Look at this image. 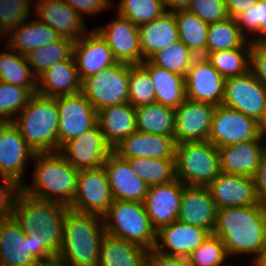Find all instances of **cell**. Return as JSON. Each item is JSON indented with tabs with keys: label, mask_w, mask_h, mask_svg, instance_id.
<instances>
[{
	"label": "cell",
	"mask_w": 266,
	"mask_h": 266,
	"mask_svg": "<svg viewBox=\"0 0 266 266\" xmlns=\"http://www.w3.org/2000/svg\"><path fill=\"white\" fill-rule=\"evenodd\" d=\"M227 254H258L266 246V208L259 203L217 209L213 233Z\"/></svg>",
	"instance_id": "1"
},
{
	"label": "cell",
	"mask_w": 266,
	"mask_h": 266,
	"mask_svg": "<svg viewBox=\"0 0 266 266\" xmlns=\"http://www.w3.org/2000/svg\"><path fill=\"white\" fill-rule=\"evenodd\" d=\"M68 206L32 197L20 188L15 194L11 215L26 233L37 232L44 246L57 257L63 238Z\"/></svg>",
	"instance_id": "2"
},
{
	"label": "cell",
	"mask_w": 266,
	"mask_h": 266,
	"mask_svg": "<svg viewBox=\"0 0 266 266\" xmlns=\"http://www.w3.org/2000/svg\"><path fill=\"white\" fill-rule=\"evenodd\" d=\"M104 234L101 216L68 209L62 245L56 258L70 266H97Z\"/></svg>",
	"instance_id": "3"
},
{
	"label": "cell",
	"mask_w": 266,
	"mask_h": 266,
	"mask_svg": "<svg viewBox=\"0 0 266 266\" xmlns=\"http://www.w3.org/2000/svg\"><path fill=\"white\" fill-rule=\"evenodd\" d=\"M35 158L33 186L22 185L20 189L32 197L69 207L77 190L79 170L72 167L59 151L35 153Z\"/></svg>",
	"instance_id": "4"
},
{
	"label": "cell",
	"mask_w": 266,
	"mask_h": 266,
	"mask_svg": "<svg viewBox=\"0 0 266 266\" xmlns=\"http://www.w3.org/2000/svg\"><path fill=\"white\" fill-rule=\"evenodd\" d=\"M13 124L35 153L58 151L59 114L56 98L34 94Z\"/></svg>",
	"instance_id": "5"
},
{
	"label": "cell",
	"mask_w": 266,
	"mask_h": 266,
	"mask_svg": "<svg viewBox=\"0 0 266 266\" xmlns=\"http://www.w3.org/2000/svg\"><path fill=\"white\" fill-rule=\"evenodd\" d=\"M107 234L125 239L151 251L157 240L144 203L113 200L102 216Z\"/></svg>",
	"instance_id": "6"
},
{
	"label": "cell",
	"mask_w": 266,
	"mask_h": 266,
	"mask_svg": "<svg viewBox=\"0 0 266 266\" xmlns=\"http://www.w3.org/2000/svg\"><path fill=\"white\" fill-rule=\"evenodd\" d=\"M218 148L210 141L177 143L175 175L186 186H207L220 173Z\"/></svg>",
	"instance_id": "7"
},
{
	"label": "cell",
	"mask_w": 266,
	"mask_h": 266,
	"mask_svg": "<svg viewBox=\"0 0 266 266\" xmlns=\"http://www.w3.org/2000/svg\"><path fill=\"white\" fill-rule=\"evenodd\" d=\"M129 64L117 62L82 80L81 93L98 112L108 106L129 102Z\"/></svg>",
	"instance_id": "8"
},
{
	"label": "cell",
	"mask_w": 266,
	"mask_h": 266,
	"mask_svg": "<svg viewBox=\"0 0 266 266\" xmlns=\"http://www.w3.org/2000/svg\"><path fill=\"white\" fill-rule=\"evenodd\" d=\"M265 136L260 123L243 113L223 104L215 106L208 141L217 148Z\"/></svg>",
	"instance_id": "9"
},
{
	"label": "cell",
	"mask_w": 266,
	"mask_h": 266,
	"mask_svg": "<svg viewBox=\"0 0 266 266\" xmlns=\"http://www.w3.org/2000/svg\"><path fill=\"white\" fill-rule=\"evenodd\" d=\"M222 104L260 122L266 109V87L250 70L229 77L224 80Z\"/></svg>",
	"instance_id": "10"
},
{
	"label": "cell",
	"mask_w": 266,
	"mask_h": 266,
	"mask_svg": "<svg viewBox=\"0 0 266 266\" xmlns=\"http://www.w3.org/2000/svg\"><path fill=\"white\" fill-rule=\"evenodd\" d=\"M59 114L58 151L68 141L92 129L97 123V111L81 93L56 97Z\"/></svg>",
	"instance_id": "11"
},
{
	"label": "cell",
	"mask_w": 266,
	"mask_h": 266,
	"mask_svg": "<svg viewBox=\"0 0 266 266\" xmlns=\"http://www.w3.org/2000/svg\"><path fill=\"white\" fill-rule=\"evenodd\" d=\"M113 200L103 167L78 171L77 190L69 209L102 217Z\"/></svg>",
	"instance_id": "12"
},
{
	"label": "cell",
	"mask_w": 266,
	"mask_h": 266,
	"mask_svg": "<svg viewBox=\"0 0 266 266\" xmlns=\"http://www.w3.org/2000/svg\"><path fill=\"white\" fill-rule=\"evenodd\" d=\"M111 152L112 148L105 141L98 123L59 149L65 160L78 170L103 167Z\"/></svg>",
	"instance_id": "13"
},
{
	"label": "cell",
	"mask_w": 266,
	"mask_h": 266,
	"mask_svg": "<svg viewBox=\"0 0 266 266\" xmlns=\"http://www.w3.org/2000/svg\"><path fill=\"white\" fill-rule=\"evenodd\" d=\"M35 152L27 145L19 129L12 122L0 123V174L21 188L22 175L27 157L33 158Z\"/></svg>",
	"instance_id": "14"
},
{
	"label": "cell",
	"mask_w": 266,
	"mask_h": 266,
	"mask_svg": "<svg viewBox=\"0 0 266 266\" xmlns=\"http://www.w3.org/2000/svg\"><path fill=\"white\" fill-rule=\"evenodd\" d=\"M224 80L206 57H196L185 76V97L220 105L224 97Z\"/></svg>",
	"instance_id": "15"
},
{
	"label": "cell",
	"mask_w": 266,
	"mask_h": 266,
	"mask_svg": "<svg viewBox=\"0 0 266 266\" xmlns=\"http://www.w3.org/2000/svg\"><path fill=\"white\" fill-rule=\"evenodd\" d=\"M214 109L213 104L185 99L175 109L176 144L208 140Z\"/></svg>",
	"instance_id": "16"
},
{
	"label": "cell",
	"mask_w": 266,
	"mask_h": 266,
	"mask_svg": "<svg viewBox=\"0 0 266 266\" xmlns=\"http://www.w3.org/2000/svg\"><path fill=\"white\" fill-rule=\"evenodd\" d=\"M103 168L114 200L144 203L149 185L132 170L128 160L112 151L106 158Z\"/></svg>",
	"instance_id": "17"
},
{
	"label": "cell",
	"mask_w": 266,
	"mask_h": 266,
	"mask_svg": "<svg viewBox=\"0 0 266 266\" xmlns=\"http://www.w3.org/2000/svg\"><path fill=\"white\" fill-rule=\"evenodd\" d=\"M107 42L117 62L140 65L144 59L139 46L138 26L118 15L108 27L95 29Z\"/></svg>",
	"instance_id": "18"
},
{
	"label": "cell",
	"mask_w": 266,
	"mask_h": 266,
	"mask_svg": "<svg viewBox=\"0 0 266 266\" xmlns=\"http://www.w3.org/2000/svg\"><path fill=\"white\" fill-rule=\"evenodd\" d=\"M185 186L177 178L166 184L149 186L144 205L156 231L177 220Z\"/></svg>",
	"instance_id": "19"
},
{
	"label": "cell",
	"mask_w": 266,
	"mask_h": 266,
	"mask_svg": "<svg viewBox=\"0 0 266 266\" xmlns=\"http://www.w3.org/2000/svg\"><path fill=\"white\" fill-rule=\"evenodd\" d=\"M212 233L204 228L182 223L178 220L161 227L156 232L154 250L167 256L188 257ZM158 237L162 240L159 243ZM167 246L168 248H164ZM168 249V250H167Z\"/></svg>",
	"instance_id": "20"
},
{
	"label": "cell",
	"mask_w": 266,
	"mask_h": 266,
	"mask_svg": "<svg viewBox=\"0 0 266 266\" xmlns=\"http://www.w3.org/2000/svg\"><path fill=\"white\" fill-rule=\"evenodd\" d=\"M217 209L257 204L254 178L220 172L207 185Z\"/></svg>",
	"instance_id": "21"
},
{
	"label": "cell",
	"mask_w": 266,
	"mask_h": 266,
	"mask_svg": "<svg viewBox=\"0 0 266 266\" xmlns=\"http://www.w3.org/2000/svg\"><path fill=\"white\" fill-rule=\"evenodd\" d=\"M73 57L81 80L117 63L107 42L95 29L74 41Z\"/></svg>",
	"instance_id": "22"
},
{
	"label": "cell",
	"mask_w": 266,
	"mask_h": 266,
	"mask_svg": "<svg viewBox=\"0 0 266 266\" xmlns=\"http://www.w3.org/2000/svg\"><path fill=\"white\" fill-rule=\"evenodd\" d=\"M174 136H163L135 131L116 145L112 151L123 159H175Z\"/></svg>",
	"instance_id": "23"
},
{
	"label": "cell",
	"mask_w": 266,
	"mask_h": 266,
	"mask_svg": "<svg viewBox=\"0 0 266 266\" xmlns=\"http://www.w3.org/2000/svg\"><path fill=\"white\" fill-rule=\"evenodd\" d=\"M217 207L207 186H185L177 220L213 233Z\"/></svg>",
	"instance_id": "24"
},
{
	"label": "cell",
	"mask_w": 266,
	"mask_h": 266,
	"mask_svg": "<svg viewBox=\"0 0 266 266\" xmlns=\"http://www.w3.org/2000/svg\"><path fill=\"white\" fill-rule=\"evenodd\" d=\"M0 266H40L31 255L30 237L12 215L0 218Z\"/></svg>",
	"instance_id": "25"
},
{
	"label": "cell",
	"mask_w": 266,
	"mask_h": 266,
	"mask_svg": "<svg viewBox=\"0 0 266 266\" xmlns=\"http://www.w3.org/2000/svg\"><path fill=\"white\" fill-rule=\"evenodd\" d=\"M35 3L39 20L61 37L77 41L84 34L83 18L65 0H39Z\"/></svg>",
	"instance_id": "26"
},
{
	"label": "cell",
	"mask_w": 266,
	"mask_h": 266,
	"mask_svg": "<svg viewBox=\"0 0 266 266\" xmlns=\"http://www.w3.org/2000/svg\"><path fill=\"white\" fill-rule=\"evenodd\" d=\"M260 140L236 143L218 148L220 171L232 175L254 177L266 147Z\"/></svg>",
	"instance_id": "27"
},
{
	"label": "cell",
	"mask_w": 266,
	"mask_h": 266,
	"mask_svg": "<svg viewBox=\"0 0 266 266\" xmlns=\"http://www.w3.org/2000/svg\"><path fill=\"white\" fill-rule=\"evenodd\" d=\"M37 80L36 94L48 98L74 95L81 92L82 80L77 70L74 57L71 60H62L49 67ZM43 87H42V86Z\"/></svg>",
	"instance_id": "28"
},
{
	"label": "cell",
	"mask_w": 266,
	"mask_h": 266,
	"mask_svg": "<svg viewBox=\"0 0 266 266\" xmlns=\"http://www.w3.org/2000/svg\"><path fill=\"white\" fill-rule=\"evenodd\" d=\"M139 46L144 60L179 40L174 13L165 11L159 18L138 26Z\"/></svg>",
	"instance_id": "29"
},
{
	"label": "cell",
	"mask_w": 266,
	"mask_h": 266,
	"mask_svg": "<svg viewBox=\"0 0 266 266\" xmlns=\"http://www.w3.org/2000/svg\"><path fill=\"white\" fill-rule=\"evenodd\" d=\"M97 121L105 141L112 149L137 131L135 107L129 102L99 110Z\"/></svg>",
	"instance_id": "30"
},
{
	"label": "cell",
	"mask_w": 266,
	"mask_h": 266,
	"mask_svg": "<svg viewBox=\"0 0 266 266\" xmlns=\"http://www.w3.org/2000/svg\"><path fill=\"white\" fill-rule=\"evenodd\" d=\"M149 250L105 232L97 266H148Z\"/></svg>",
	"instance_id": "31"
},
{
	"label": "cell",
	"mask_w": 266,
	"mask_h": 266,
	"mask_svg": "<svg viewBox=\"0 0 266 266\" xmlns=\"http://www.w3.org/2000/svg\"><path fill=\"white\" fill-rule=\"evenodd\" d=\"M150 75L155 89L156 102L176 109L186 99L185 76L145 60L140 64Z\"/></svg>",
	"instance_id": "32"
},
{
	"label": "cell",
	"mask_w": 266,
	"mask_h": 266,
	"mask_svg": "<svg viewBox=\"0 0 266 266\" xmlns=\"http://www.w3.org/2000/svg\"><path fill=\"white\" fill-rule=\"evenodd\" d=\"M22 22L16 28H13L9 43L6 45L7 51L27 55L31 51L41 46L53 43L61 38V36L50 26L44 24L39 19L29 23Z\"/></svg>",
	"instance_id": "33"
},
{
	"label": "cell",
	"mask_w": 266,
	"mask_h": 266,
	"mask_svg": "<svg viewBox=\"0 0 266 266\" xmlns=\"http://www.w3.org/2000/svg\"><path fill=\"white\" fill-rule=\"evenodd\" d=\"M137 130L163 136H174L175 109L154 102L135 108Z\"/></svg>",
	"instance_id": "34"
},
{
	"label": "cell",
	"mask_w": 266,
	"mask_h": 266,
	"mask_svg": "<svg viewBox=\"0 0 266 266\" xmlns=\"http://www.w3.org/2000/svg\"><path fill=\"white\" fill-rule=\"evenodd\" d=\"M172 12L176 19L179 40L182 41L196 57H206L209 23L204 22L188 9H180Z\"/></svg>",
	"instance_id": "35"
},
{
	"label": "cell",
	"mask_w": 266,
	"mask_h": 266,
	"mask_svg": "<svg viewBox=\"0 0 266 266\" xmlns=\"http://www.w3.org/2000/svg\"><path fill=\"white\" fill-rule=\"evenodd\" d=\"M0 81L27 88L33 95L39 83L29 68L27 57L10 52L0 54Z\"/></svg>",
	"instance_id": "36"
},
{
	"label": "cell",
	"mask_w": 266,
	"mask_h": 266,
	"mask_svg": "<svg viewBox=\"0 0 266 266\" xmlns=\"http://www.w3.org/2000/svg\"><path fill=\"white\" fill-rule=\"evenodd\" d=\"M246 40V36L241 33L236 20L232 17L210 23L207 31L206 57L214 51L235 49L252 44Z\"/></svg>",
	"instance_id": "37"
},
{
	"label": "cell",
	"mask_w": 266,
	"mask_h": 266,
	"mask_svg": "<svg viewBox=\"0 0 266 266\" xmlns=\"http://www.w3.org/2000/svg\"><path fill=\"white\" fill-rule=\"evenodd\" d=\"M74 41L61 37L59 40L41 46L26 55L30 67H33L34 75L38 78L49 67L62 60L73 58Z\"/></svg>",
	"instance_id": "38"
},
{
	"label": "cell",
	"mask_w": 266,
	"mask_h": 266,
	"mask_svg": "<svg viewBox=\"0 0 266 266\" xmlns=\"http://www.w3.org/2000/svg\"><path fill=\"white\" fill-rule=\"evenodd\" d=\"M132 170L149 186L166 184L176 179L175 159H127Z\"/></svg>",
	"instance_id": "39"
},
{
	"label": "cell",
	"mask_w": 266,
	"mask_h": 266,
	"mask_svg": "<svg viewBox=\"0 0 266 266\" xmlns=\"http://www.w3.org/2000/svg\"><path fill=\"white\" fill-rule=\"evenodd\" d=\"M250 47L251 45L248 50L246 49L247 56H244L242 50L245 46H241L235 49L214 51L206 58L225 79L240 76L250 70Z\"/></svg>",
	"instance_id": "40"
},
{
	"label": "cell",
	"mask_w": 266,
	"mask_h": 266,
	"mask_svg": "<svg viewBox=\"0 0 266 266\" xmlns=\"http://www.w3.org/2000/svg\"><path fill=\"white\" fill-rule=\"evenodd\" d=\"M196 56L180 40L155 53L149 60L170 72L186 76Z\"/></svg>",
	"instance_id": "41"
},
{
	"label": "cell",
	"mask_w": 266,
	"mask_h": 266,
	"mask_svg": "<svg viewBox=\"0 0 266 266\" xmlns=\"http://www.w3.org/2000/svg\"><path fill=\"white\" fill-rule=\"evenodd\" d=\"M128 84L129 103L135 108L156 102L153 82L141 65H129Z\"/></svg>",
	"instance_id": "42"
},
{
	"label": "cell",
	"mask_w": 266,
	"mask_h": 266,
	"mask_svg": "<svg viewBox=\"0 0 266 266\" xmlns=\"http://www.w3.org/2000/svg\"><path fill=\"white\" fill-rule=\"evenodd\" d=\"M165 11L162 0H121L118 15L140 26L159 18Z\"/></svg>",
	"instance_id": "43"
},
{
	"label": "cell",
	"mask_w": 266,
	"mask_h": 266,
	"mask_svg": "<svg viewBox=\"0 0 266 266\" xmlns=\"http://www.w3.org/2000/svg\"><path fill=\"white\" fill-rule=\"evenodd\" d=\"M32 96L27 88L0 81V123L13 122L10 116L20 113Z\"/></svg>",
	"instance_id": "44"
},
{
	"label": "cell",
	"mask_w": 266,
	"mask_h": 266,
	"mask_svg": "<svg viewBox=\"0 0 266 266\" xmlns=\"http://www.w3.org/2000/svg\"><path fill=\"white\" fill-rule=\"evenodd\" d=\"M228 256L223 242L211 234L197 249L188 255L191 266H220Z\"/></svg>",
	"instance_id": "45"
},
{
	"label": "cell",
	"mask_w": 266,
	"mask_h": 266,
	"mask_svg": "<svg viewBox=\"0 0 266 266\" xmlns=\"http://www.w3.org/2000/svg\"><path fill=\"white\" fill-rule=\"evenodd\" d=\"M235 20L243 35L244 27L255 35L259 34L260 37L254 40L266 41V0H258L254 6L240 13Z\"/></svg>",
	"instance_id": "46"
},
{
	"label": "cell",
	"mask_w": 266,
	"mask_h": 266,
	"mask_svg": "<svg viewBox=\"0 0 266 266\" xmlns=\"http://www.w3.org/2000/svg\"><path fill=\"white\" fill-rule=\"evenodd\" d=\"M29 10L30 0H0V32L9 34L26 21Z\"/></svg>",
	"instance_id": "47"
},
{
	"label": "cell",
	"mask_w": 266,
	"mask_h": 266,
	"mask_svg": "<svg viewBox=\"0 0 266 266\" xmlns=\"http://www.w3.org/2000/svg\"><path fill=\"white\" fill-rule=\"evenodd\" d=\"M187 9L209 24L229 18L225 0H191Z\"/></svg>",
	"instance_id": "48"
},
{
	"label": "cell",
	"mask_w": 266,
	"mask_h": 266,
	"mask_svg": "<svg viewBox=\"0 0 266 266\" xmlns=\"http://www.w3.org/2000/svg\"><path fill=\"white\" fill-rule=\"evenodd\" d=\"M250 71L266 87V41L252 40Z\"/></svg>",
	"instance_id": "49"
},
{
	"label": "cell",
	"mask_w": 266,
	"mask_h": 266,
	"mask_svg": "<svg viewBox=\"0 0 266 266\" xmlns=\"http://www.w3.org/2000/svg\"><path fill=\"white\" fill-rule=\"evenodd\" d=\"M3 182L4 185L0 186V218L11 216L13 200L19 189L7 179H3Z\"/></svg>",
	"instance_id": "50"
},
{
	"label": "cell",
	"mask_w": 266,
	"mask_h": 266,
	"mask_svg": "<svg viewBox=\"0 0 266 266\" xmlns=\"http://www.w3.org/2000/svg\"><path fill=\"white\" fill-rule=\"evenodd\" d=\"M82 18L83 14H96L110 7V0H65ZM83 13V14H82Z\"/></svg>",
	"instance_id": "51"
},
{
	"label": "cell",
	"mask_w": 266,
	"mask_h": 266,
	"mask_svg": "<svg viewBox=\"0 0 266 266\" xmlns=\"http://www.w3.org/2000/svg\"><path fill=\"white\" fill-rule=\"evenodd\" d=\"M253 178L257 202L266 208V153L262 156Z\"/></svg>",
	"instance_id": "52"
},
{
	"label": "cell",
	"mask_w": 266,
	"mask_h": 266,
	"mask_svg": "<svg viewBox=\"0 0 266 266\" xmlns=\"http://www.w3.org/2000/svg\"><path fill=\"white\" fill-rule=\"evenodd\" d=\"M30 237L31 255L39 263L56 259V257L44 246L39 233L33 231L27 234Z\"/></svg>",
	"instance_id": "53"
},
{
	"label": "cell",
	"mask_w": 266,
	"mask_h": 266,
	"mask_svg": "<svg viewBox=\"0 0 266 266\" xmlns=\"http://www.w3.org/2000/svg\"><path fill=\"white\" fill-rule=\"evenodd\" d=\"M148 266H191L188 258L167 256L156 252L154 249L149 252Z\"/></svg>",
	"instance_id": "54"
},
{
	"label": "cell",
	"mask_w": 266,
	"mask_h": 266,
	"mask_svg": "<svg viewBox=\"0 0 266 266\" xmlns=\"http://www.w3.org/2000/svg\"><path fill=\"white\" fill-rule=\"evenodd\" d=\"M258 0H225L229 17L236 18L240 13L245 12Z\"/></svg>",
	"instance_id": "55"
},
{
	"label": "cell",
	"mask_w": 266,
	"mask_h": 266,
	"mask_svg": "<svg viewBox=\"0 0 266 266\" xmlns=\"http://www.w3.org/2000/svg\"><path fill=\"white\" fill-rule=\"evenodd\" d=\"M190 2L191 0H162L164 9L167 11L165 7L168 6L171 9V12L180 9H187Z\"/></svg>",
	"instance_id": "56"
},
{
	"label": "cell",
	"mask_w": 266,
	"mask_h": 266,
	"mask_svg": "<svg viewBox=\"0 0 266 266\" xmlns=\"http://www.w3.org/2000/svg\"><path fill=\"white\" fill-rule=\"evenodd\" d=\"M253 260L255 266H266V246Z\"/></svg>",
	"instance_id": "57"
},
{
	"label": "cell",
	"mask_w": 266,
	"mask_h": 266,
	"mask_svg": "<svg viewBox=\"0 0 266 266\" xmlns=\"http://www.w3.org/2000/svg\"><path fill=\"white\" fill-rule=\"evenodd\" d=\"M40 266H70L60 260H58L57 258L56 259H53V260H50V261H46L44 262L43 264H40Z\"/></svg>",
	"instance_id": "58"
},
{
	"label": "cell",
	"mask_w": 266,
	"mask_h": 266,
	"mask_svg": "<svg viewBox=\"0 0 266 266\" xmlns=\"http://www.w3.org/2000/svg\"><path fill=\"white\" fill-rule=\"evenodd\" d=\"M262 132L264 133L266 131V109L264 111V115L262 117V120L259 122Z\"/></svg>",
	"instance_id": "59"
}]
</instances>
